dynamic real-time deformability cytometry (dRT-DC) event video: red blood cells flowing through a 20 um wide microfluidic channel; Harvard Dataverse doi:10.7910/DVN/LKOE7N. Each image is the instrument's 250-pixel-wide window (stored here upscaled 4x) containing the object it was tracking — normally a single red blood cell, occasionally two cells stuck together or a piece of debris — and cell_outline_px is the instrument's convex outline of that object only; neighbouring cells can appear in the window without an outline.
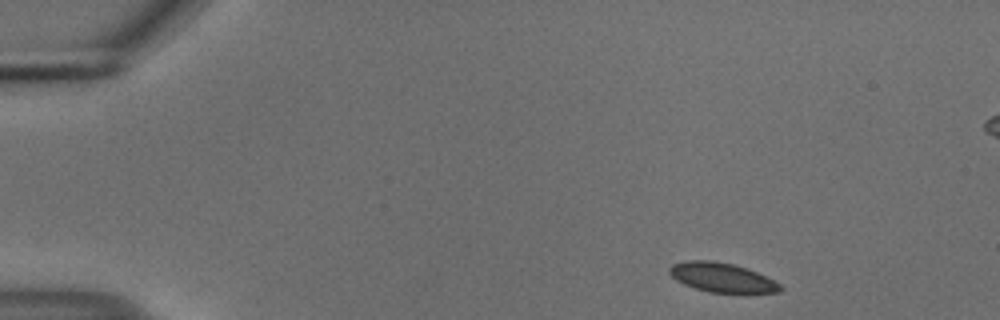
{"species": "common noctule bat (a hibernating species)", "species_latin": "Nyctalus noctula", "temperature_condition": "cold", "stored_images_in_passage": 49, "camera_frame_rate_fps": 3000, "um_per_image_px": 0.085, "animal": {"sex": "male", "body_mass_g": 18.8}, "frame": {"image": 1, "passage_image": 1, "time_ms": 0.0, "image_size_px": [1000, 320], "cell_outline_px": [[784, 288], [780, 292], [744, 296], [708, 292], [684, 284], [676, 280], [668, 272], [668, 268], [672, 264], [688, 260], [712, 260], [732, 264], [756, 272], [780, 284]], "centroid_in_image_um": [61.42, 23.65], "position_along_channel_um": 23.6, "area_um2": 19.65}}
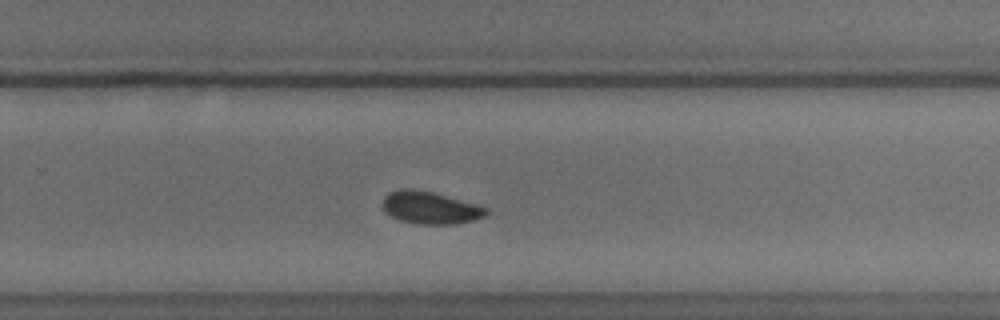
{"frame": {"image": 2, "passage_image": 30, "time_ms": 9.667, "image_size_px": [1000, 320], "cell_outline_px": [[488, 212], [484, 216], [472, 220], [452, 224], [420, 224], [400, 220], [384, 212], [380, 204], [384, 196], [388, 192], [400, 188], [412, 188], [432, 192], [480, 204], [488, 208]], "centroid_in_image_um": [36.53, 17.63], "position_along_channel_um": 293.3, "area_um2": 19.83}}
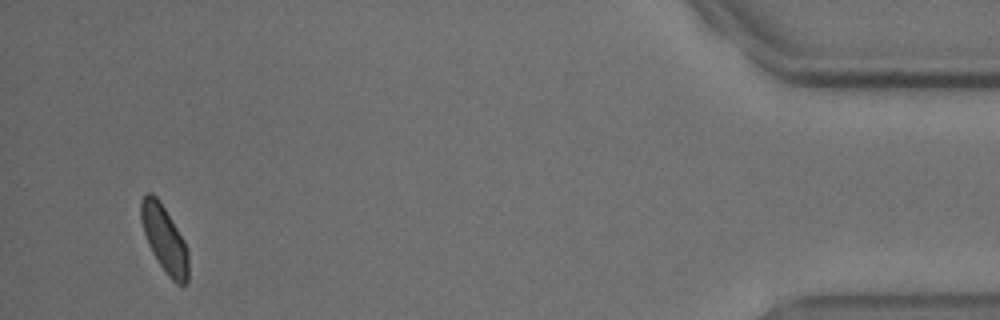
{"frame": {"image": 3, "passage_image": 46, "time_ms": 15.0, "image_size_px": [1000, 320], "cell_outline_px": [[188, 284], [176, 284], [168, 276], [152, 252], [148, 244], [144, 232], [140, 216], [140, 200], [148, 192], [152, 192], [156, 196], [164, 208], [184, 240], [188, 248]], "centroid_in_image_um": [13.98, 20.33], "position_along_channel_um": 421.2, "area_um2": 18.26}}